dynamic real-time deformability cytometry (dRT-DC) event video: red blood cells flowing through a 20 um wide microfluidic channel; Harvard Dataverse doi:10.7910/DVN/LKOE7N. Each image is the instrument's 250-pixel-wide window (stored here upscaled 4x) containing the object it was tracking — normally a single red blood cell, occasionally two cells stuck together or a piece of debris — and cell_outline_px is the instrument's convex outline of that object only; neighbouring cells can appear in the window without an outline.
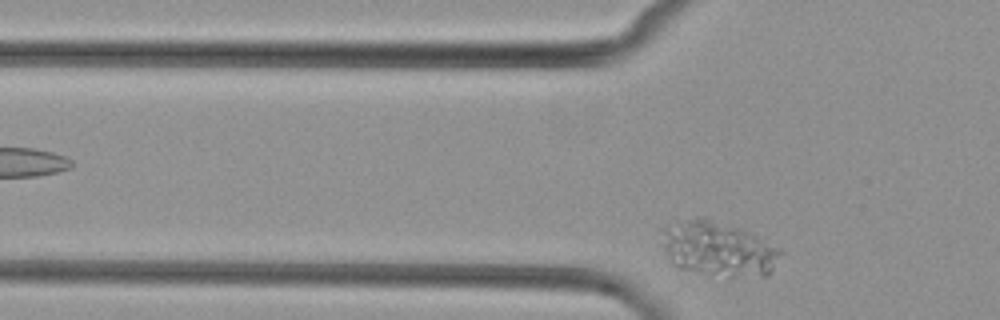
{"species": "common noctule bat (a hibernating species)", "species_latin": "Nyctalus noctula", "temperature_condition": "cold", "stored_images_in_passage": 3, "camera_frame_rate_fps": 3000, "um_per_image_px": 0.085, "animal": {"sex": "female", "body_mass_g": 29.2, "forearm_length_mm": 56.3}, "frame": {"image": 1, "passage_image": 3, "time_ms": 2.333, "image_size_px": [1000, 320], "cell_outline_px": [[784, 252], [772, 272], [768, 276], [732, 280], [728, 280], [704, 276], [676, 268], [668, 260], [664, 244], [664, 228], [696, 216], [708, 216], [744, 228], [752, 232], [780, 248]], "centroid_in_image_um": [61.15, 21.22], "position_along_channel_um": 64.7, "area_um2": 39.94}}